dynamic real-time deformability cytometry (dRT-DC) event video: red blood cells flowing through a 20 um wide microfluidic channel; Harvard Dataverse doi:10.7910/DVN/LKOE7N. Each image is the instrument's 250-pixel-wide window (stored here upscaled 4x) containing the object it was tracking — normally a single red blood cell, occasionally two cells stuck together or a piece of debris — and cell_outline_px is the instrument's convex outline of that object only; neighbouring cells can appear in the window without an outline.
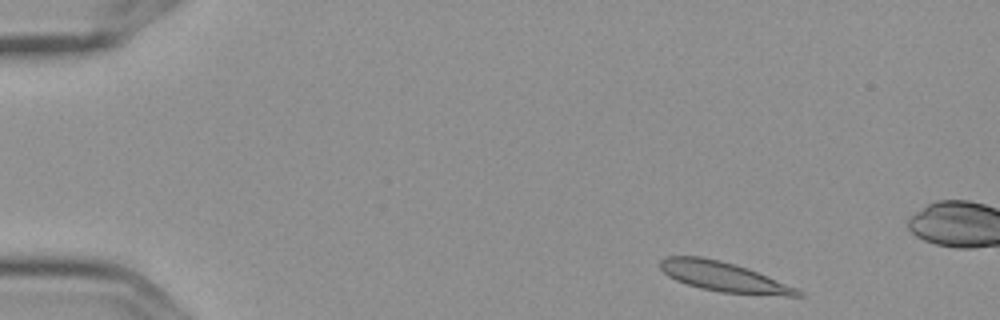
{"species": "Egyptian fruit bat (a non-hibernating species)", "species_latin": "Rousettus aegyptiacus", "temperature_condition": "cold", "stored_images_in_passage": 4, "camera_frame_rate_fps": 3000, "um_per_image_px": 0.085, "frame": {"image": 1, "passage_image": 1, "time_ms": 0.0, "image_size_px": [1000, 320], "cell_outline_px": [[804, 296], [784, 296], [720, 292], [700, 288], [676, 280], [668, 276], [660, 268], [660, 260], [664, 256], [700, 256], [720, 260], [736, 264], [748, 268], [768, 276], [796, 288], [804, 292]], "centroid_in_image_um": [61.51, 23.52], "position_along_channel_um": 23.5, "area_um2": 23.87}}